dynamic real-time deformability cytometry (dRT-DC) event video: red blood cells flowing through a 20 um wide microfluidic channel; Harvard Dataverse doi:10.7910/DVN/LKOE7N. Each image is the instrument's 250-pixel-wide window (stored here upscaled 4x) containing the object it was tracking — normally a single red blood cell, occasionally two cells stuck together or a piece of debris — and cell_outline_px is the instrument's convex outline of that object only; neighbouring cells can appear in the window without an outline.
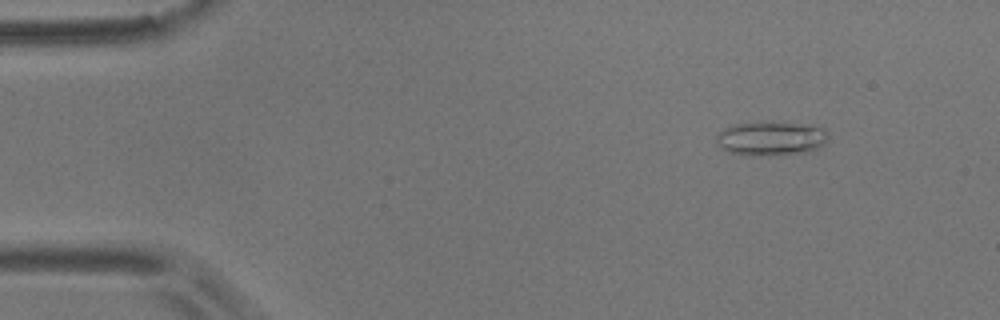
{"species": "common noctule bat (a hibernating species)", "species_latin": "Nyctalus noctula", "temperature_condition": "room temperature", "stored_images_in_passage": 6, "camera_frame_rate_fps": 3000, "um_per_image_px": 0.085, "animal": {"sex": "male", "body_mass_g": 17.9}, "frame": {"image": 1, "passage_image": 2, "time_ms": 1.0, "image_size_px": [1000, 320], "cell_outline_px": [[828, 140], [824, 144], [808, 152], [768, 156], [748, 156], [728, 152], [716, 144], [716, 136], [724, 128], [732, 124], [808, 124], [824, 128], [828, 132]], "centroid_in_image_um": [65.54, 11.81], "position_along_channel_um": 19.5, "area_um2": 22.02}}
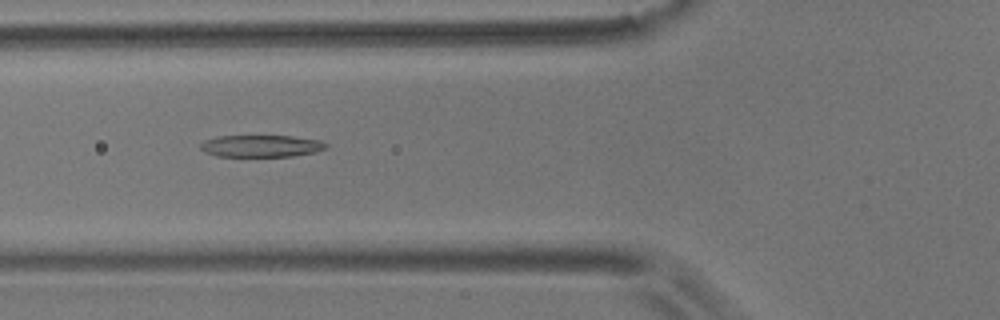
{"frame": {"image": 2, "passage_image": 6, "time_ms": 5.667, "image_size_px": [1000, 320], "cell_outline_px": [[328, 148], [316, 152], [292, 156], [216, 156], [204, 152], [200, 148], [200, 144], [204, 140], [216, 136], [292, 136], [320, 140], [328, 144]], "centroid_in_image_um": [22.21, 12.41], "position_along_channel_um": 103.6, "area_um2": 16.18}}